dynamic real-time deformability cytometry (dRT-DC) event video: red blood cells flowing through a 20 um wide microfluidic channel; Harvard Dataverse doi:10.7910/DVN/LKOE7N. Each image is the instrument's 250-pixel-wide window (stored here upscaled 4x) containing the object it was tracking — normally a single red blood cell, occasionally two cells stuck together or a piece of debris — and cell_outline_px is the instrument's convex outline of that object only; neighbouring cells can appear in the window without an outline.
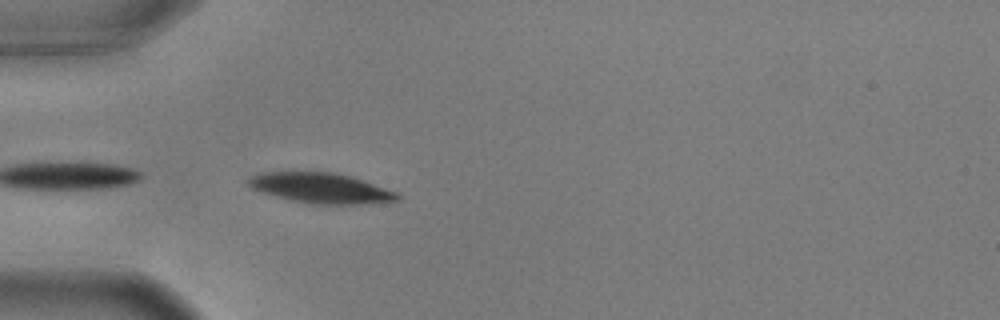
{"species": "common noctule bat (a hibernating species)", "species_latin": "Nyctalus noctula", "temperature_condition": "warm", "stored_images_in_passage": 12, "camera_frame_rate_fps": 3000, "um_per_image_px": 0.085, "animal": {"sex": "male", "body_mass_g": 17.9, "forearm_length_mm": 54.2}, "frame": {"image": 1, "passage_image": 1, "time_ms": 0.0, "image_size_px": [1000, 320], "cell_outline_px": [[400, 200], [360, 204], [304, 204], [276, 196], [252, 188], [244, 180], [248, 176], [260, 172], [332, 172], [348, 176], [396, 192], [400, 196]], "centroid_in_image_um": [27.19, 15.99], "position_along_channel_um": 57.8, "area_um2": 26.07}}